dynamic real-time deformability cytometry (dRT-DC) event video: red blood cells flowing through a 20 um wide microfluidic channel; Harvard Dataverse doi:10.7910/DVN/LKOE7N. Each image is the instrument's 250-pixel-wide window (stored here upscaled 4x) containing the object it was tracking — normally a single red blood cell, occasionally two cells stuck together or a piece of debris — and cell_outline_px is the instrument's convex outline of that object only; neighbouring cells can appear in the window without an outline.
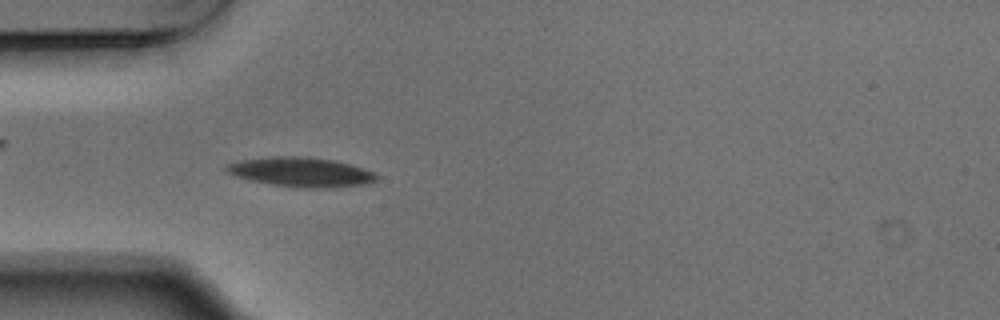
{"species": "Egyptian fruit bat (a non-hibernating species)", "species_latin": "Rousettus aegyptiacus", "temperature_condition": "warm", "stored_images_in_passage": 53, "camera_frame_rate_fps": 3000, "um_per_image_px": 0.085, "animal": {"sex": "male"}, "frame": {"image": 1, "passage_image": 15, "time_ms": 4.667, "image_size_px": [1000, 320], "cell_outline_px": [[380, 176], [372, 184], [336, 188], [300, 188], [272, 184], [252, 180], [236, 176], [228, 172], [224, 168], [228, 164], [240, 160], [272, 156], [308, 156], [332, 160], [364, 168]], "centroid_in_image_um": [25.66, 14.63], "position_along_channel_um": 59.3, "area_um2": 26.01}}
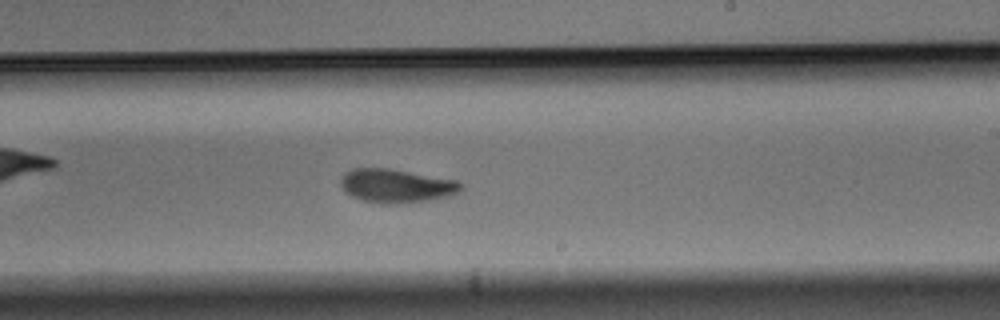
{"frame": {"image": 2, "passage_image": 31, "time_ms": 10.0, "image_size_px": [1000, 320], "cell_outline_px": [[464, 188], [460, 192], [452, 196], [428, 200], [400, 204], [380, 204], [364, 200], [352, 196], [340, 184], [340, 180], [344, 172], [352, 168], [388, 168], [456, 180], [464, 184]], "centroid_in_image_um": [33.73, 15.8], "position_along_channel_um": 255.3, "area_um2": 23.76}}
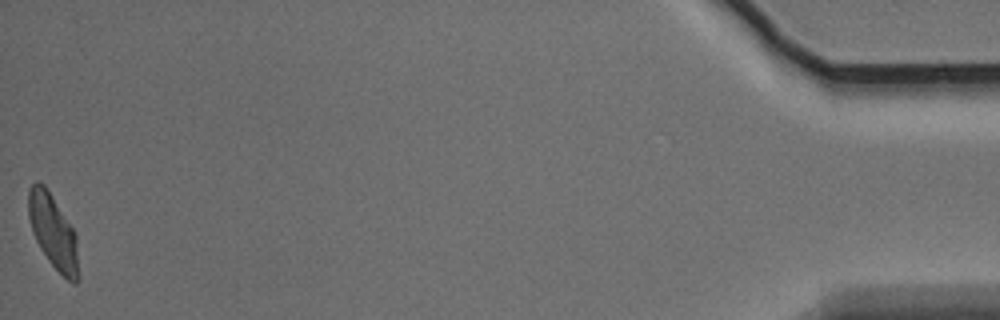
{"frame": {"image": 3, "passage_image": 53, "time_ms": 17.333, "image_size_px": [1000, 320], "cell_outline_px": [[80, 280], [76, 284], [72, 284], [48, 260], [40, 248], [32, 232], [28, 216], [28, 188], [36, 180], [40, 180], [44, 184], [52, 196], [72, 228], [76, 236], [80, 276]], "centroid_in_image_um": [4.52, 19.71], "position_along_channel_um": 430.7, "area_um2": 21.73}, "authors_computed_cell_mechanics": {"area_um2": 23.12, "velocity_mm_per_s": 3.7141, "shape_relaxation_time_tau1_ms": 3.8665, "shape_relaxation_time_tau2_ms": 2.0505, "deformation_change_tau1": 0.1458, "deformation_change_tau2": 0.0779}}